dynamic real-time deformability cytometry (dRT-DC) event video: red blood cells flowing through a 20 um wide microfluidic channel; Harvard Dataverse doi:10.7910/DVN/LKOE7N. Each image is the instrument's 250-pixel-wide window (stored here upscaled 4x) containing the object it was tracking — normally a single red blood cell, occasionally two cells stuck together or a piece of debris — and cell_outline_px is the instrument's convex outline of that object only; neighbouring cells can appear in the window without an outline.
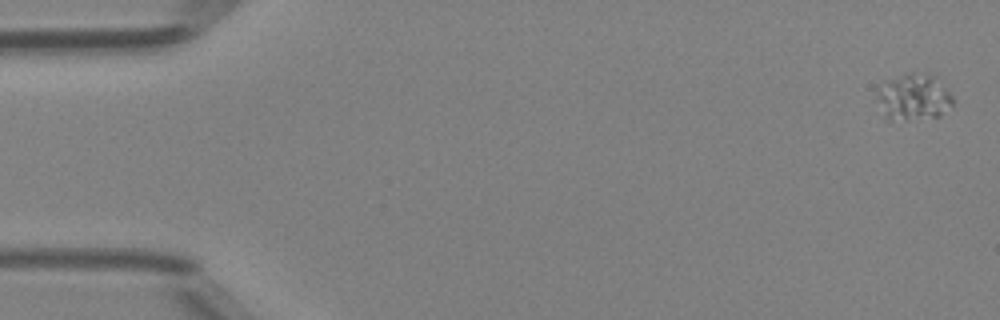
{"species": "Egyptian fruit bat (a non-hibernating species)", "species_latin": "Rousettus aegyptiacus", "temperature_condition": "room temperature", "stored_images_in_passage": 6, "camera_frame_rate_fps": 3000, "um_per_image_px": 0.085, "animal": {"sex": "female"}, "frame": {"image": 1, "passage_image": 1, "time_ms": 0.0, "image_size_px": [1000, 320], "cell_outline_px": [[956, 100], [940, 116], [904, 120], [888, 120], [884, 116], [876, 100], [876, 92], [888, 80], [904, 76], [932, 76]], "centroid_in_image_um": [77.61, 8.35], "position_along_channel_um": 7.4, "area_um2": 19.59}}
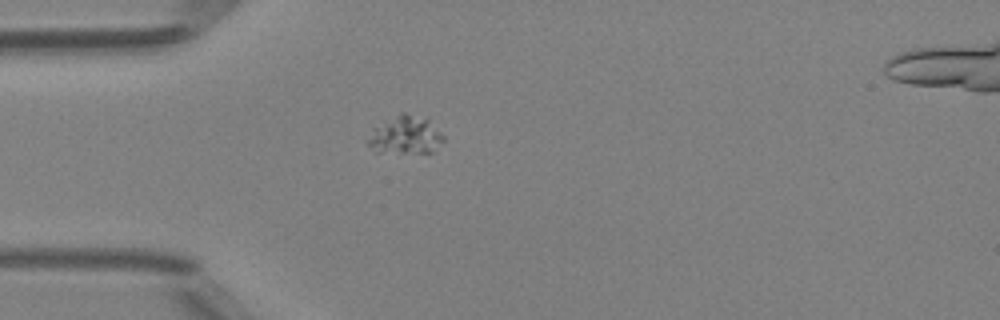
{"frame": {"image": 2, "passage_image": 5, "time_ms": 4.667, "image_size_px": [1000, 320], "cell_outline_px": [[444, 140], [432, 152], [376, 152], [364, 144], [364, 140], [372, 128], [400, 112], [404, 112], [428, 120], [444, 136]], "centroid_in_image_um": [34.36, 11.49], "position_along_channel_um": 50.6, "area_um2": 16.82}}